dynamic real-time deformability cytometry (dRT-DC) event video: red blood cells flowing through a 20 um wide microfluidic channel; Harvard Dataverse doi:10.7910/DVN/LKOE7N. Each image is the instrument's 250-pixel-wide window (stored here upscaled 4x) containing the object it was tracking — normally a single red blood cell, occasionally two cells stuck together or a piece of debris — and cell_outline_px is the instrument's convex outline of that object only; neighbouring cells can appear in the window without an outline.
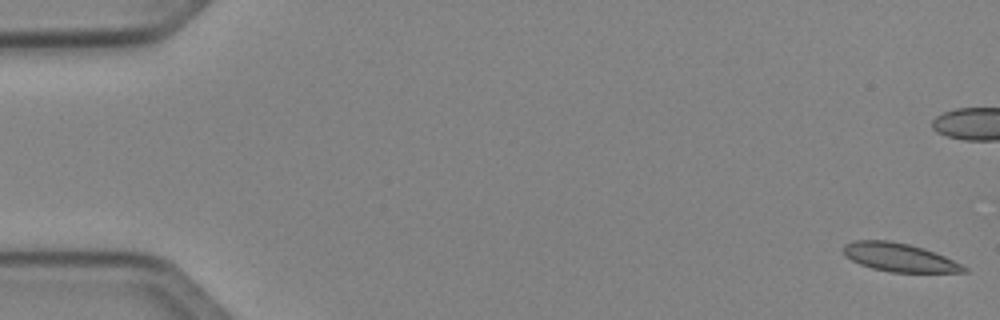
{"species": "Egyptian fruit bat (a non-hibernating species)", "species_latin": "Rousettus aegyptiacus", "temperature_condition": "cold", "stored_images_in_passage": 52, "camera_frame_rate_fps": 3000, "um_per_image_px": 0.085, "animal": {"sex": "female"}, "frame": {"image": 1, "passage_image": 1, "time_ms": 0.0, "image_size_px": [1000, 320], "cell_outline_px": [[968, 272], [892, 272], [872, 268], [860, 264], [844, 256], [844, 244], [852, 240], [888, 240], [908, 244], [924, 248], [944, 256], [968, 268]], "centroid_in_image_um": [76.41, 21.87], "position_along_channel_um": 8.6, "area_um2": 19.83}}
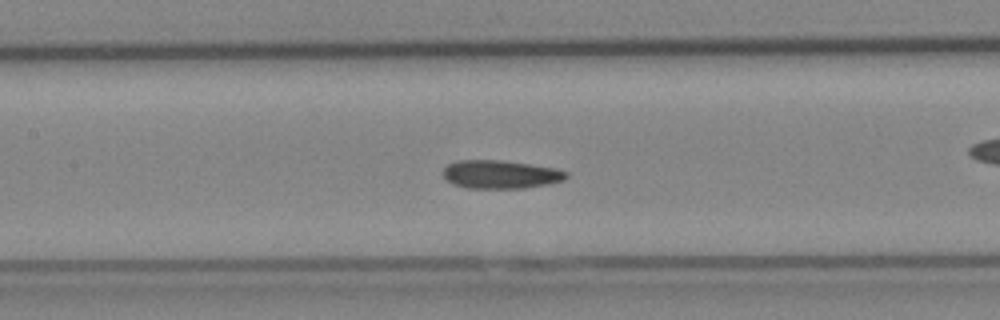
{"frame": {"image": 2, "passage_image": 24, "time_ms": 7.667, "image_size_px": [1000, 320], "cell_outline_px": [[568, 176], [564, 180], [548, 184], [524, 188], [468, 188], [452, 184], [444, 176], [444, 168], [448, 164], [456, 160], [500, 160], [556, 168], [568, 172]], "centroid_in_image_um": [42.55, 14.82], "position_along_channel_um": 164.8, "area_um2": 20.29}}
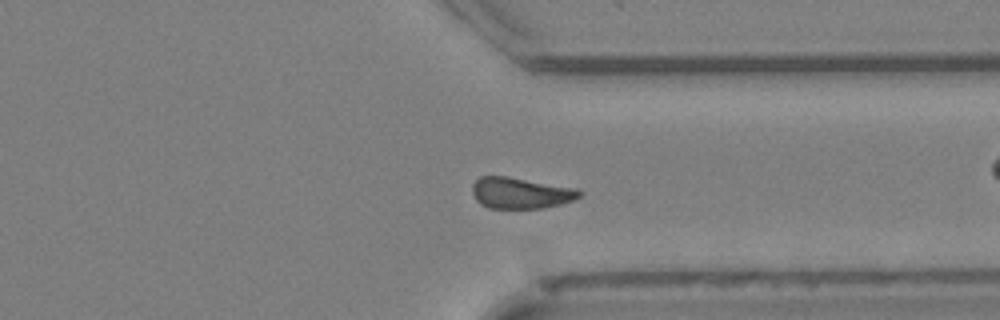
{"frame": {"image": 3, "passage_image": 39, "time_ms": 12.667, "image_size_px": [1000, 320], "cell_outline_px": [[580, 196], [572, 200], [560, 204], [540, 208], [488, 208], [480, 204], [476, 200], [472, 192], [472, 184], [480, 176], [508, 176], [576, 188], [580, 192]], "centroid_in_image_um": [44.2, 16.4], "position_along_channel_um": 367.2, "area_um2": 19.36}, "authors_computed_cell_mechanics": {"area_um2": 19.8832, "velocity_mm_per_s": 4.0485, "shape_relaxation_time_tau1_ms": 5.0449, "shape_relaxation_time_tau2_ms": 3.2866, "deformation_change_tau1": 0.1213, "deformation_change_tau2": 0.0944}}